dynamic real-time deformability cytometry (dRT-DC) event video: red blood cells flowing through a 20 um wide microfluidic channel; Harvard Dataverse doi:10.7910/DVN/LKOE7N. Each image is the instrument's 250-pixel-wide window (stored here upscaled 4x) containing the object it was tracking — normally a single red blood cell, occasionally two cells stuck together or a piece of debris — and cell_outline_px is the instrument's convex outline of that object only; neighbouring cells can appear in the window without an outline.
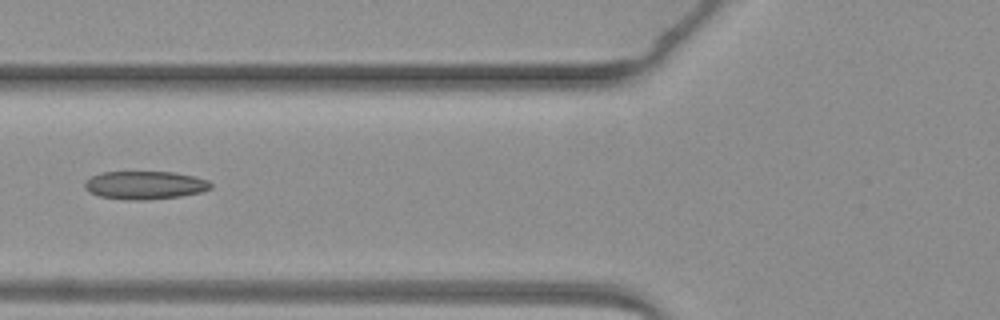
{"species": "common noctule bat (a hibernating species)", "species_latin": "Nyctalus noctula", "temperature_condition": "warm", "stored_images_in_passage": 6, "camera_frame_rate_fps": 3000, "um_per_image_px": 0.085, "animal": {"sex": "female", "body_mass_g": 19.3, "forearm_length_mm": 54.1}, "frame": {"image": 1, "passage_image": 5, "time_ms": 5.0, "image_size_px": [1000, 320], "cell_outline_px": [[212, 188], [200, 192], [180, 196], [144, 200], [124, 200], [100, 196], [88, 192], [84, 188], [84, 184], [92, 176], [100, 172], [172, 172], [196, 176], [208, 180], [212, 184]], "centroid_in_image_um": [12.32, 15.74], "position_along_channel_um": 113.5, "area_um2": 20.75}}
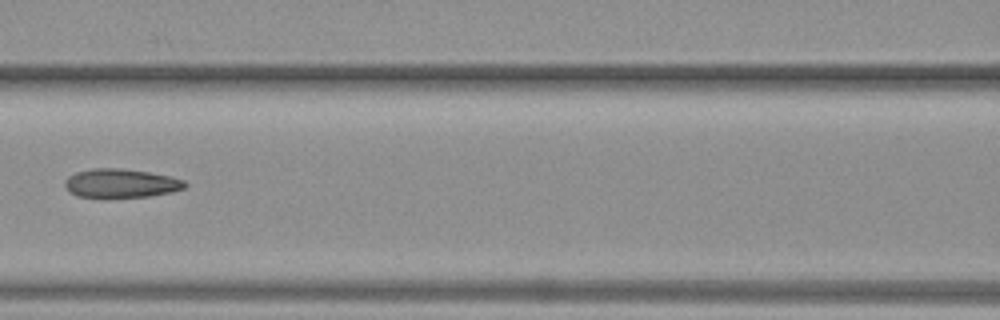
{"frame": {"image": 2, "passage_image": 6, "time_ms": 6.0, "image_size_px": [1000, 320], "cell_outline_px": [[188, 184], [184, 188], [172, 192], [152, 196], [104, 200], [76, 196], [68, 192], [64, 184], [64, 180], [68, 176], [76, 172], [92, 168], [120, 168], [148, 172], [172, 176], [184, 180]], "centroid_in_image_um": [10.24, 15.62], "position_along_channel_um": 156.4, "area_um2": 21.15}}